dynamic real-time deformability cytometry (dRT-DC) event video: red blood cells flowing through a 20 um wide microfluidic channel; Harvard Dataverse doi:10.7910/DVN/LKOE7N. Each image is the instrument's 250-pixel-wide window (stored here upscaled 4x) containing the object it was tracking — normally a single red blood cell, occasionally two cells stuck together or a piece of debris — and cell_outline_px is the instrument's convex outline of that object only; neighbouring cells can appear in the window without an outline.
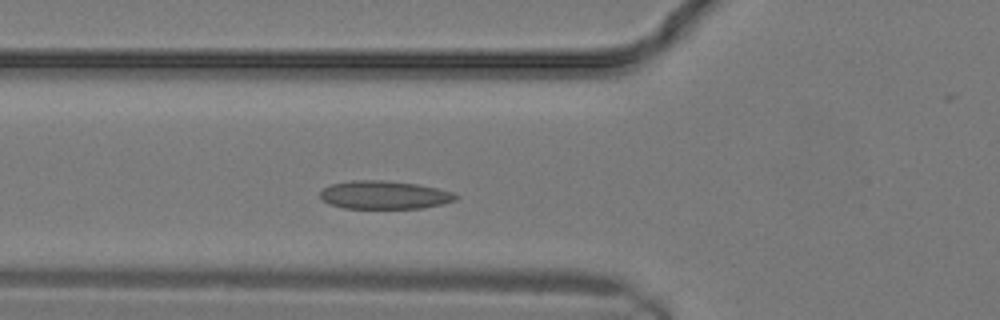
{"species": "common noctule bat (a hibernating species)", "species_latin": "Nyctalus noctula", "temperature_condition": "warm", "stored_images_in_passage": 11, "camera_frame_rate_fps": 3000, "um_per_image_px": 0.085, "animal": {"sex": "male", "body_mass_g": 19.2, "forearm_length_mm": 51.8}, "frame": {"image": 1, "passage_image": 5, "time_ms": 1.333, "image_size_px": [1000, 320], "cell_outline_px": [[460, 196], [456, 200], [444, 204], [420, 208], [344, 208], [328, 204], [320, 196], [320, 192], [324, 188], [332, 184], [352, 180], [384, 180], [420, 184], [452, 192]], "centroid_in_image_um": [32.69, 16.57], "position_along_channel_um": 93.1, "area_um2": 22.37}}
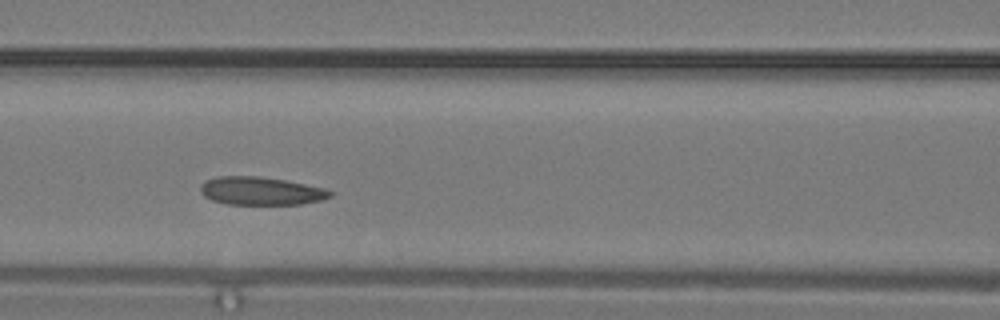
{"frame": {"image": 2, "passage_image": 7, "time_ms": 2.0, "image_size_px": [1000, 320], "cell_outline_px": [[332, 196], [320, 200], [300, 204], [228, 204], [212, 200], [204, 196], [200, 192], [200, 184], [204, 180], [216, 176], [260, 176], [284, 180], [324, 188], [332, 192]], "centroid_in_image_um": [22.12, 16.22], "position_along_channel_um": 144.5, "area_um2": 21.21}}
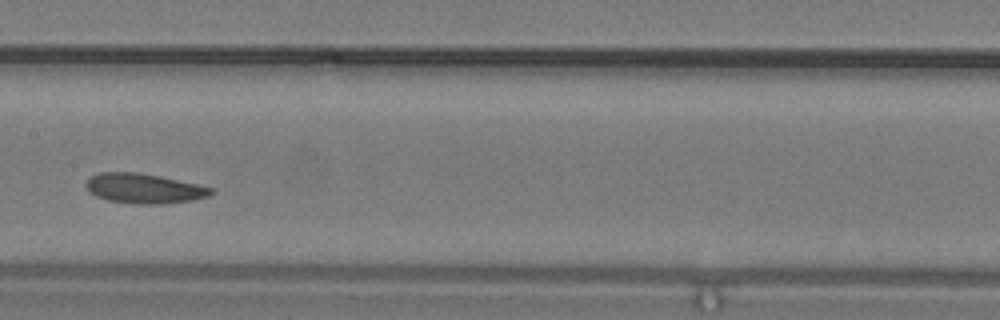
{"frame": {"image": 3, "passage_image": 9, "time_ms": 2.667, "image_size_px": [1000, 320], "cell_outline_px": [[216, 192], [208, 196], [192, 200], [164, 204], [136, 204], [108, 200], [96, 196], [88, 192], [84, 184], [88, 176], [100, 172], [136, 172], [160, 176], [196, 184], [212, 188]], "centroid_in_image_um": [12.19, 16.01], "position_along_channel_um": 195.2, "area_um2": 21.91}}